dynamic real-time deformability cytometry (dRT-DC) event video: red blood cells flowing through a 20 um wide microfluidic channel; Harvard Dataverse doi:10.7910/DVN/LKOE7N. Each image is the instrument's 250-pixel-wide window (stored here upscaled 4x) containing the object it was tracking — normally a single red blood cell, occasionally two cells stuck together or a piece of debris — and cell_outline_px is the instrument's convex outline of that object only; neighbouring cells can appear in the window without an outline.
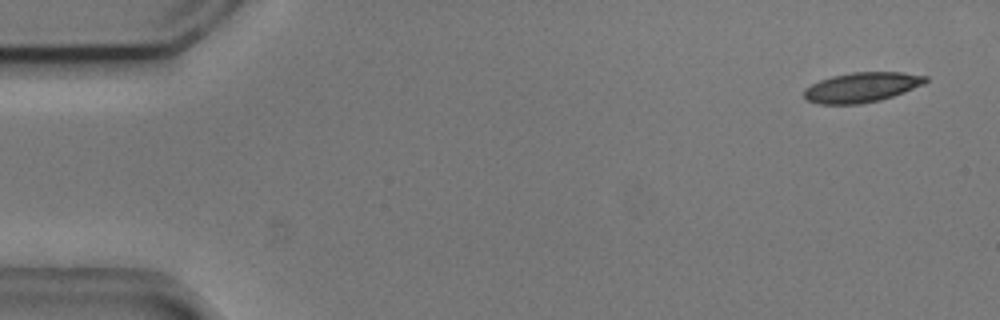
{"species": "common noctule bat (a hibernating species)", "species_latin": "Nyctalus noctula", "temperature_condition": "cold", "stored_images_in_passage": 54, "camera_frame_rate_fps": 3000, "um_per_image_px": 0.085, "animal": {"sex": "male", "body_mass_g": 20.5, "forearm_length_mm": 52.5}, "frame": {"image": 1, "passage_image": 3, "time_ms": 0.667, "image_size_px": [1000, 320], "cell_outline_px": [[928, 80], [924, 84], [904, 92], [880, 100], [860, 104], [816, 104], [804, 100], [804, 88], [820, 80], [832, 76], [852, 72], [904, 72], [928, 76]], "centroid_in_image_um": [73.23, 7.42], "position_along_channel_um": 11.8, "area_um2": 21.33}}
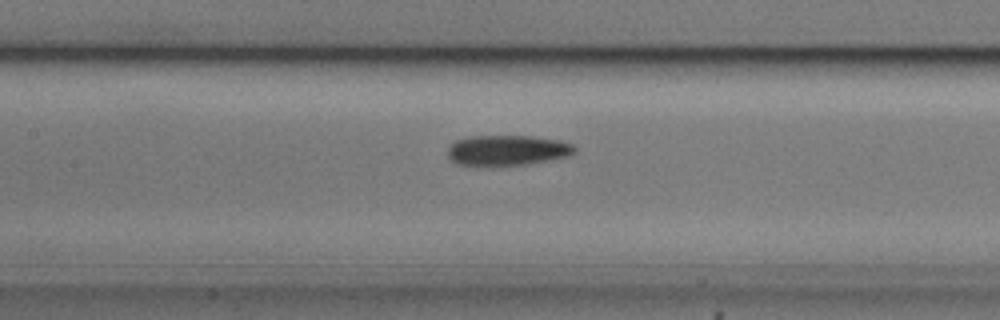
{"frame": {"image": 2, "passage_image": 25, "time_ms": 8.0, "image_size_px": [1000, 320], "cell_outline_px": [[576, 152], [568, 156], [552, 160], [524, 164], [492, 168], [476, 168], [456, 164], [448, 160], [448, 148], [456, 140], [472, 136], [528, 136], [560, 140], [572, 144], [576, 148]], "centroid_in_image_um": [43.06, 12.83], "position_along_channel_um": 164.3, "area_um2": 23.35}}
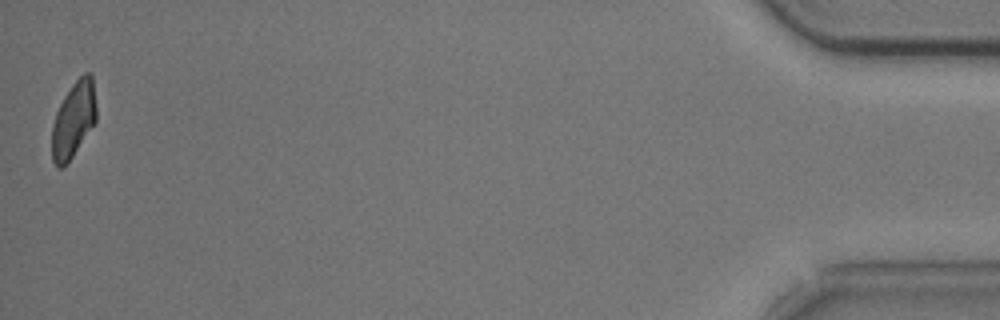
{"frame": {"image": 3, "passage_image": 54, "time_ms": 17.667, "image_size_px": [1000, 320], "cell_outline_px": [[96, 120], [72, 156], [60, 168], [56, 168], [52, 160], [52, 124], [56, 112], [64, 96], [72, 84], [84, 72], [92, 72], [96, 108]], "centroid_in_image_um": [6.24, 10.13], "position_along_channel_um": 429.0, "area_um2": 19.42}, "authors_computed_cell_mechanics": {"area_um2": 21.8195, "velocity_mm_per_s": 3.7168, "shape_relaxation_time_tau1_ms": 3.3458, "shape_relaxation_time_tau2_ms": null, "deformation_change_tau1": 0.1085, "deformation_change_tau2": null}}